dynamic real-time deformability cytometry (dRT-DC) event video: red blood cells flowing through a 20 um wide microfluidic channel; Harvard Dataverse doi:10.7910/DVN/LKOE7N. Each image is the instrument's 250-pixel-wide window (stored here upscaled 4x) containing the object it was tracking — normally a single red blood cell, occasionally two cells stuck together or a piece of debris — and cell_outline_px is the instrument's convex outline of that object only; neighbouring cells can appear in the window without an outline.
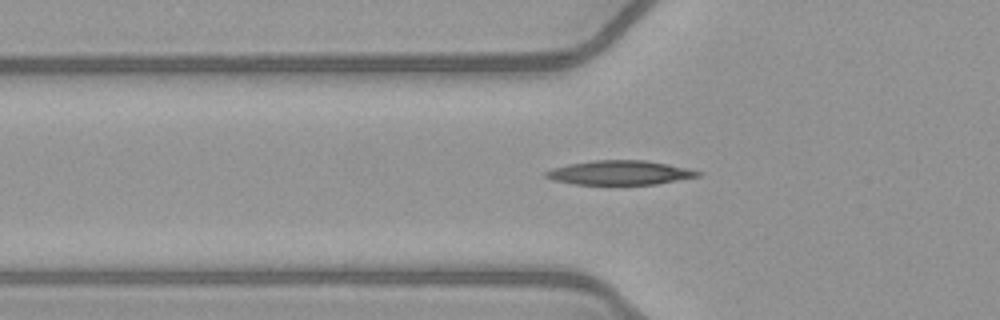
{"species": "common noctule bat (a hibernating species)", "species_latin": "Nyctalus noctula", "temperature_condition": "warm", "stored_images_in_passage": 36, "camera_frame_rate_fps": 3000, "um_per_image_px": 0.085, "animal": {"sex": "female", "body_mass_g": 21.9}, "frame": {"image": 1, "passage_image": 7, "time_ms": 2.0, "image_size_px": [1000, 320], "cell_outline_px": [[704, 172], [700, 176], [656, 184], [576, 184], [552, 180], [544, 176], [544, 172], [552, 168], [568, 164], [592, 160], [644, 160], [668, 164], [688, 168]], "centroid_in_image_um": [52.68, 14.67], "position_along_channel_um": 73.1, "area_um2": 21.5}}
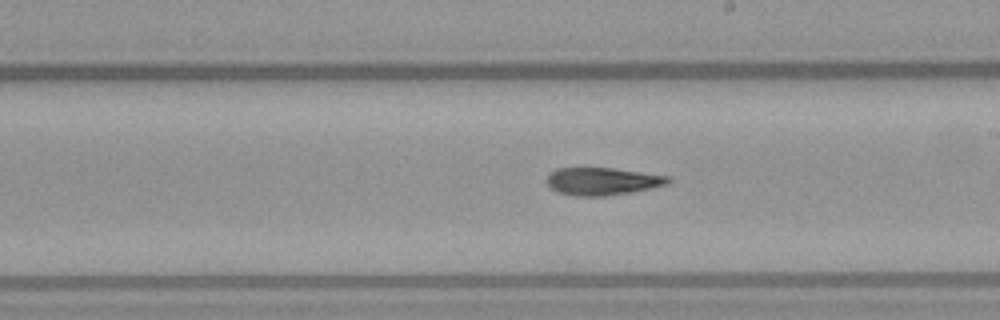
{"frame": {"image": 2, "passage_image": 19, "time_ms": 6.0, "image_size_px": [1000, 320], "cell_outline_px": [[672, 180], [668, 184], [652, 188], [632, 192], [604, 196], [576, 196], [560, 192], [552, 188], [544, 180], [548, 172], [556, 168], [612, 168], [672, 176]], "centroid_in_image_um": [51.22, 15.4], "position_along_channel_um": 237.8, "area_um2": 19.71}}
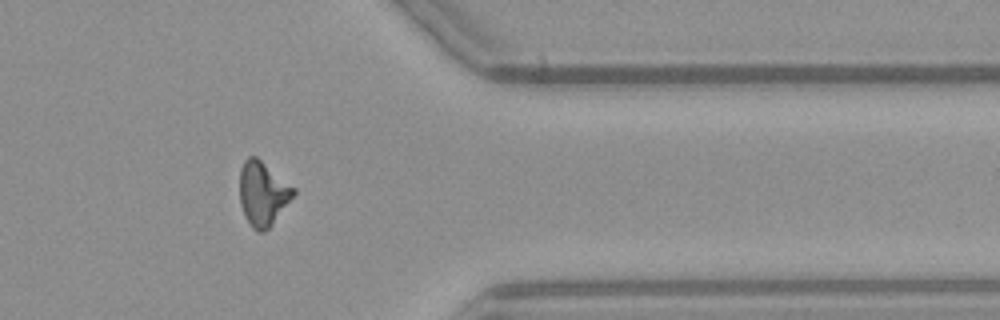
{"frame": {"image": 3, "passage_image": 31, "time_ms": 10.0, "image_size_px": [1000, 320], "cell_outline_px": [[296, 192], [272, 224], [264, 232], [260, 232], [252, 228], [244, 216], [240, 204], [240, 168], [244, 160], [248, 156], [256, 156], [296, 188]], "centroid_in_image_um": [22.32, 16.44], "position_along_channel_um": 389.1, "area_um2": 20.11}}